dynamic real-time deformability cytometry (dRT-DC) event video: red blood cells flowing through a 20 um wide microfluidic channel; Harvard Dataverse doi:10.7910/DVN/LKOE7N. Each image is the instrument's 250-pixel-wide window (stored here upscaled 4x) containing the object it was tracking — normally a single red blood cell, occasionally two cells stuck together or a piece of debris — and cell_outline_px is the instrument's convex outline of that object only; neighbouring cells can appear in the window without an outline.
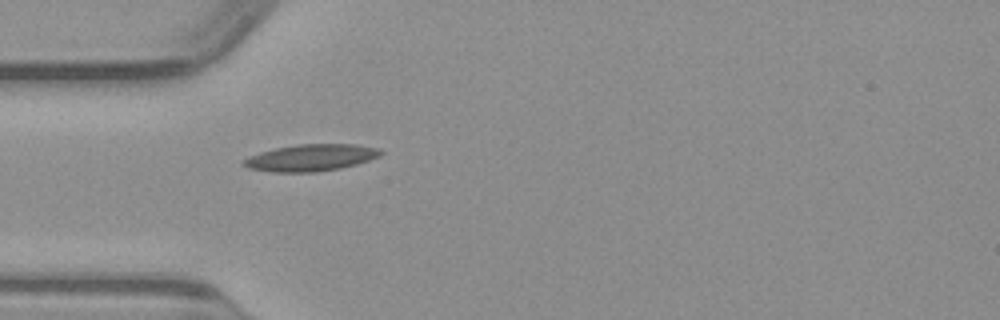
{"species": "common noctule bat (a hibernating species)", "species_latin": "Nyctalus noctula", "temperature_condition": "warm", "stored_images_in_passage": 22, "camera_frame_rate_fps": 3000, "um_per_image_px": 0.085, "animal": {"sex": "male", "body_mass_g": 23.1, "forearm_length_mm": 52.7}, "frame": {"image": 1, "passage_image": 1, "time_ms": 0.0, "image_size_px": [1000, 320], "cell_outline_px": [[384, 152], [380, 156], [356, 164], [340, 168], [316, 172], [276, 172], [248, 168], [240, 164], [244, 160], [260, 152], [276, 148], [296, 144], [356, 144], [380, 148]], "centroid_in_image_um": [26.46, 13.4], "position_along_channel_um": 58.5, "area_um2": 21.33}}
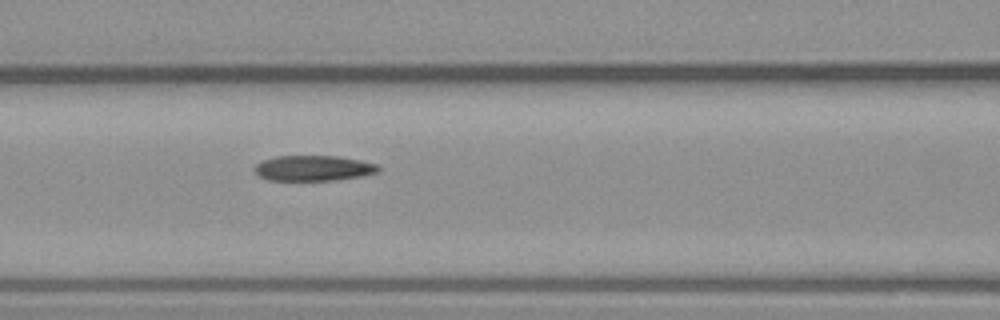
{"frame": {"image": 2, "passage_image": 7, "time_ms": 2.0, "image_size_px": [1000, 320], "cell_outline_px": [[380, 168], [376, 172], [360, 176], [332, 180], [268, 180], [260, 176], [252, 168], [256, 164], [264, 160], [276, 156], [340, 156], [360, 160], [376, 164]], "centroid_in_image_um": [26.61, 14.28], "position_along_channel_um": 140.0, "area_um2": 18.15}}
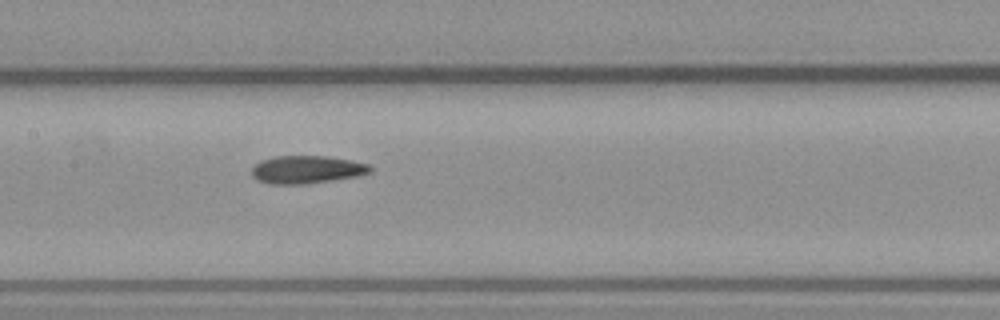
{"frame": {"image": 3, "passage_image": 10, "time_ms": 3.0, "image_size_px": [1000, 320], "cell_outline_px": [[372, 172], [356, 176], [304, 184], [268, 184], [256, 180], [252, 176], [252, 168], [260, 160], [276, 156], [328, 156], [352, 160], [368, 164], [372, 168]], "centroid_in_image_um": [26.05, 14.41], "position_along_channel_um": 181.4, "area_um2": 19.25}}